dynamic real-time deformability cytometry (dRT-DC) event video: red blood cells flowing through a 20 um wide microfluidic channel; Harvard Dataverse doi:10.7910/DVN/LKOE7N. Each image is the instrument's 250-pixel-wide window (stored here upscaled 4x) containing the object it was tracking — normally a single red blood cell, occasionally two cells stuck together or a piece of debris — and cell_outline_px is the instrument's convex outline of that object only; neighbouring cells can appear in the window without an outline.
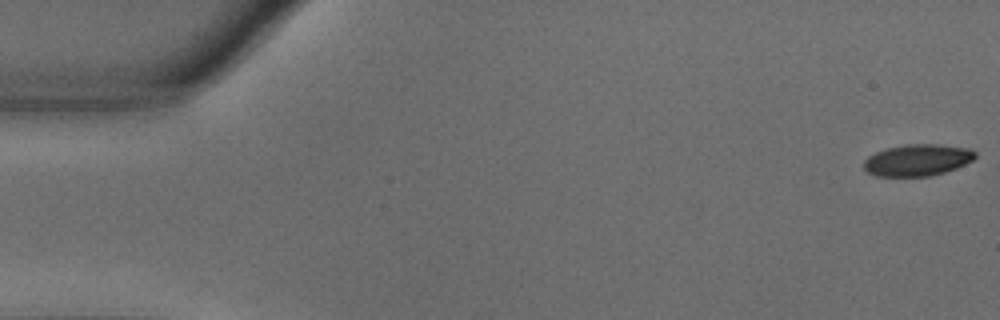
{"species": "common noctule bat (a hibernating species)", "species_latin": "Nyctalus noctula", "temperature_condition": "warm", "stored_images_in_passage": 55, "camera_frame_rate_fps": 3000, "um_per_image_px": 0.085, "animal": {"sex": "male", "body_mass_g": 18.8}, "frame": {"image": 1, "passage_image": 1, "time_ms": 0.0, "image_size_px": [1000, 320], "cell_outline_px": [[976, 156], [972, 160], [956, 168], [944, 172], [928, 176], [876, 176], [868, 172], [864, 168], [864, 160], [868, 156], [876, 152], [888, 148], [908, 144], [936, 144], [972, 148], [976, 152]], "centroid_in_image_um": [78.0, 13.6], "position_along_channel_um": 7.0, "area_um2": 20.46}}
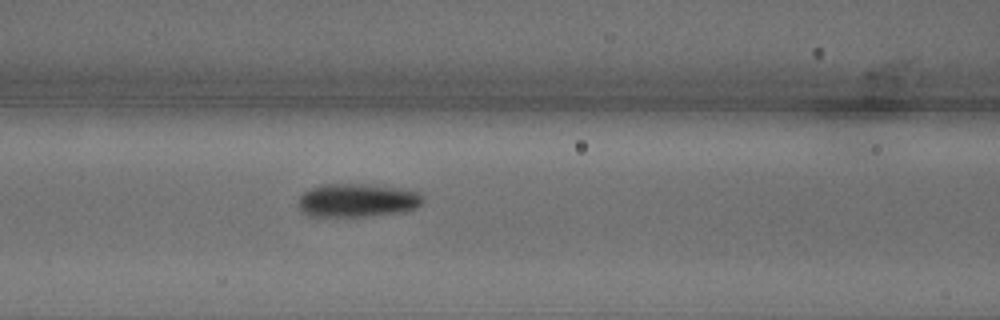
{"frame": {"image": 2, "passage_image": 23, "time_ms": 7.333, "image_size_px": [1000, 320], "cell_outline_px": [[424, 200], [416, 208], [400, 212], [368, 216], [308, 216], [296, 204], [300, 196], [308, 188], [320, 184], [364, 184], [400, 188], [420, 192]], "centroid_in_image_um": [30.34, 17.02], "position_along_channel_um": 136.3, "area_um2": 24.39}}
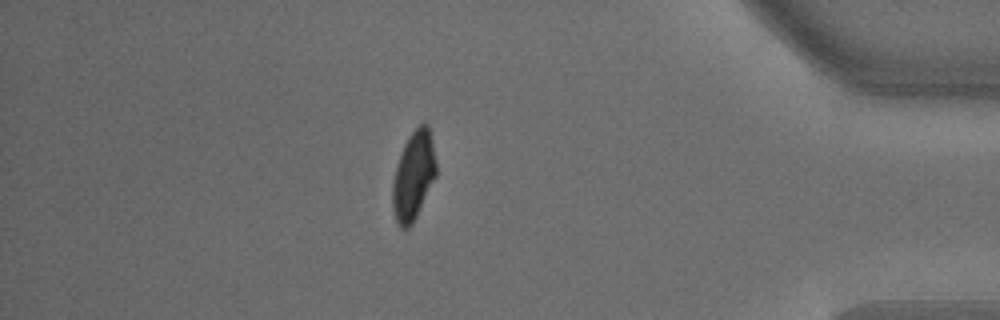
{"frame": {"image": 3, "passage_image": 48, "time_ms": 15.667, "image_size_px": [1000, 320], "cell_outline_px": [[436, 176], [412, 224], [404, 232], [396, 224], [392, 208], [392, 184], [396, 168], [404, 144], [408, 136], [424, 120], [428, 124], [432, 140], [436, 160]], "centroid_in_image_um": [35.14, 14.96], "position_along_channel_um": 400.1, "area_um2": 22.66}, "authors_computed_cell_mechanics": {"area_um2": 23.0044, "velocity_mm_per_s": 3.6377, "shape_relaxation_time_tau1_ms": 5.73, "shape_relaxation_time_tau2_ms": 2.6693, "deformation_change_tau1": 0.2359, "deformation_change_tau2": 0.0563}}